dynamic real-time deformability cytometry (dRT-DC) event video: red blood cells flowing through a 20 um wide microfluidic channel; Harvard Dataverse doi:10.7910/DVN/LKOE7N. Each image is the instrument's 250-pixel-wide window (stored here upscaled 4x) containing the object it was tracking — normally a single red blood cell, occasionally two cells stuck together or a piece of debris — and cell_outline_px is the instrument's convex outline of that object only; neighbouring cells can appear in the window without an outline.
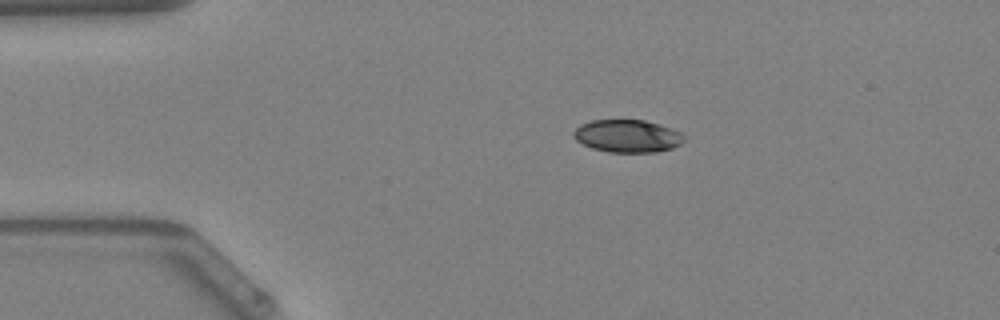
{"species": "Egyptian fruit bat (a non-hibernating species)", "species_latin": "Rousettus aegyptiacus", "temperature_condition": "warm", "stored_images_in_passage": 33, "camera_frame_rate_fps": 3000, "um_per_image_px": 0.085, "animal": {"sex": "female"}, "frame": {"image": 1, "passage_image": 1, "time_ms": 0.0, "image_size_px": [1000, 320], "cell_outline_px": [[684, 140], [680, 144], [672, 148], [656, 152], [608, 152], [592, 148], [576, 140], [572, 136], [572, 132], [580, 124], [592, 120], [644, 120], [660, 124], [672, 128], [680, 132], [684, 136]], "centroid_in_image_um": [53.32, 11.56], "position_along_channel_um": 31.7, "area_um2": 21.1}}
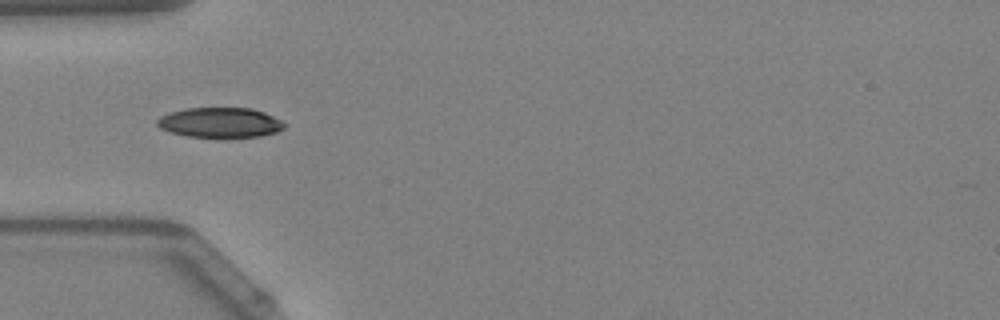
{"frame": {"image": 2, "passage_image": 7, "time_ms": 2.0, "image_size_px": [1000, 320], "cell_outline_px": [[288, 124], [284, 128], [276, 132], [260, 136], [184, 136], [168, 132], [160, 128], [156, 124], [156, 120], [160, 116], [168, 112], [188, 108], [252, 108], [264, 112]], "centroid_in_image_um": [18.67, 10.4], "position_along_channel_um": 66.3, "area_um2": 22.14}}
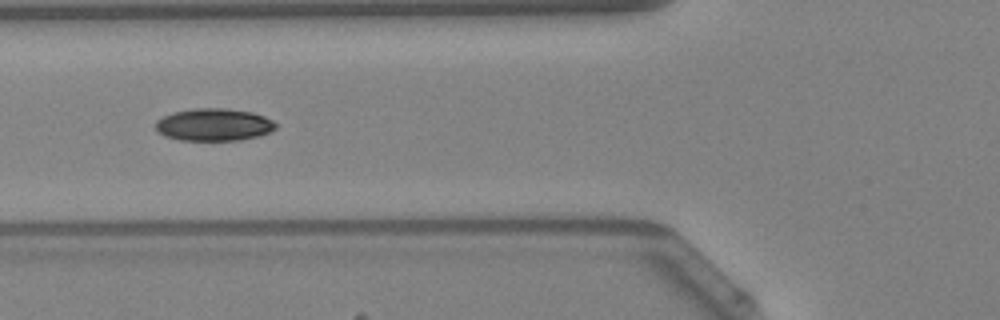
{"frame": {"image": 3, "passage_image": 10, "time_ms": 3.0, "image_size_px": [1000, 320], "cell_outline_px": [[276, 128], [260, 136], [240, 140], [180, 140], [164, 136], [156, 128], [156, 120], [172, 112], [196, 108], [224, 108], [252, 112], [264, 116], [272, 120], [276, 124]], "centroid_in_image_um": [18.18, 10.59], "position_along_channel_um": 107.6, "area_um2": 22.66}, "authors_computed_cell_mechanics": {"area_um2": 22.4264, "velocity_mm_per_s": 4.1862, "shape_relaxation_time_tau1_ms": 3.0705, "shape_relaxation_time_tau2_ms": null, "deformation_change_tau1": 0.1122, "deformation_change_tau2": null}}